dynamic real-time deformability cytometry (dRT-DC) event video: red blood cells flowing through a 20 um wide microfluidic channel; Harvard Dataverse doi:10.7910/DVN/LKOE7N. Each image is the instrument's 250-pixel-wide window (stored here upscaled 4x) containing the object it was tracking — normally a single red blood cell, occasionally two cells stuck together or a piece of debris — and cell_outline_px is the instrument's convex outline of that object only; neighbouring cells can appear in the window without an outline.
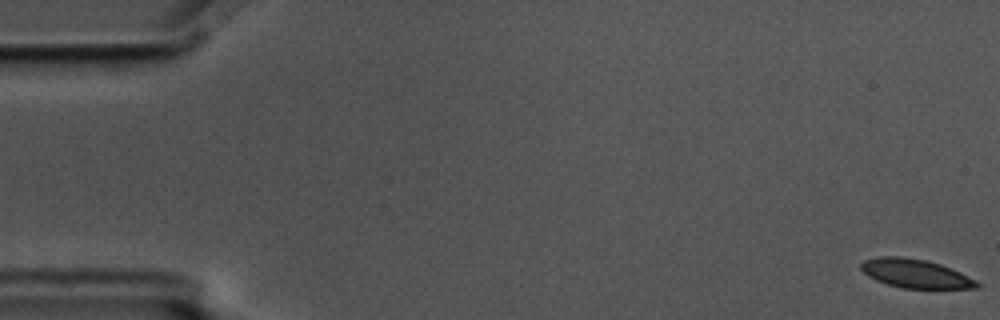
{"species": "common noctule bat (a hibernating species)", "species_latin": "Nyctalus noctula", "temperature_condition": "cold", "stored_images_in_passage": 8, "camera_frame_rate_fps": 3000, "um_per_image_px": 0.085, "animal": {"sex": "male", "body_mass_g": 17.5, "forearm_length_mm": 52.3}, "frame": {"image": 1, "passage_image": 1, "time_ms": 0.0, "image_size_px": [1000, 320], "cell_outline_px": [[980, 288], [904, 288], [888, 284], [876, 280], [868, 276], [860, 268], [860, 264], [864, 260], [880, 256], [900, 256], [924, 260], [940, 264], [952, 268], [976, 280], [980, 284]], "centroid_in_image_um": [77.81, 23.25], "position_along_channel_um": 7.2, "area_um2": 19.31}}
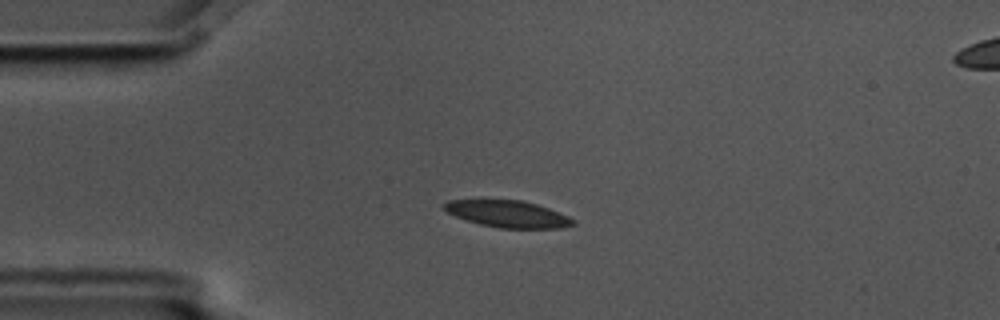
{"frame": {"image": 2, "passage_image": 5, "time_ms": 1.333, "image_size_px": [1000, 320], "cell_outline_px": [[576, 224], [560, 228], [500, 228], [480, 224], [456, 216], [448, 212], [444, 208], [444, 204], [448, 200], [520, 200], [536, 204], [548, 208], [568, 216], [576, 220]], "centroid_in_image_um": [43.21, 18.19], "position_along_channel_um": 41.8, "area_um2": 19.88}}